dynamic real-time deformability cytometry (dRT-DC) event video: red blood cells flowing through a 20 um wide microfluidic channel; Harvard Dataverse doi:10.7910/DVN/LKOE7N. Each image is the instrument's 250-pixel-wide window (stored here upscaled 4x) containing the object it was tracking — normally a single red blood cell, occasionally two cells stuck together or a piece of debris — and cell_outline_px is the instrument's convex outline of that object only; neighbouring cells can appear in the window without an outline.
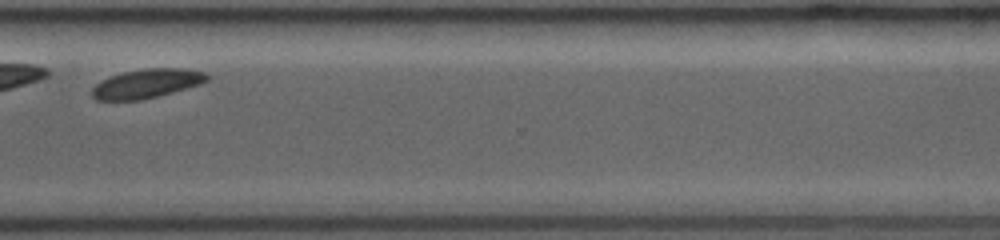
{"species": "common noctule bat (a hibernating species)", "species_latin": "Nyctalus noctula", "temperature_condition": "room temperature", "stored_images_in_passage": 69, "camera_frame_rate_fps": 3000, "um_per_image_px": 0.085, "animal": {"sex": "female", "body_mass_g": 19.0, "forearm_length_mm": 53.3}, "frame": {"image": 1, "passage_image": 58, "time_ms": 8.0, "image_size_px": [1000, 240], "cell_outline_px": [[208, 80], [200, 84], [172, 92], [140, 100], [96, 100], [92, 96], [92, 88], [100, 80], [108, 76], [124, 72], [144, 68], [184, 68], [208, 72]], "centroid_in_image_um": [12.47, 7.09], "position_along_channel_um": 358.1, "area_um2": 19.54}}
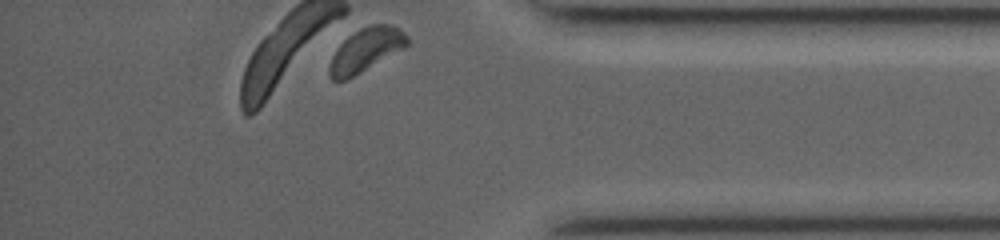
{"frame": {"image": 2, "passage_image": 68, "time_ms": 9.333, "image_size_px": [1000, 240], "cell_outline_px": [[408, 44], [404, 48], [360, 72], [344, 80], [332, 80], [328, 76], [328, 68], [332, 56], [340, 44], [348, 36], [360, 28], [372, 24], [392, 24], [400, 28], [408, 36]], "centroid_in_image_um": [31.1, 4.22], "position_along_channel_um": 404.1, "area_um2": 19.54}, "authors_computed_cell_mechanics": {"area_um2": 19.9988, "velocity_mm_per_s": 4.0395, "shape_relaxation_time_tau1_ms": 0.6979, "shape_relaxation_time_tau2_ms": null, "deformation_change_tau1": 0.2538, "deformation_change_tau2": null}}